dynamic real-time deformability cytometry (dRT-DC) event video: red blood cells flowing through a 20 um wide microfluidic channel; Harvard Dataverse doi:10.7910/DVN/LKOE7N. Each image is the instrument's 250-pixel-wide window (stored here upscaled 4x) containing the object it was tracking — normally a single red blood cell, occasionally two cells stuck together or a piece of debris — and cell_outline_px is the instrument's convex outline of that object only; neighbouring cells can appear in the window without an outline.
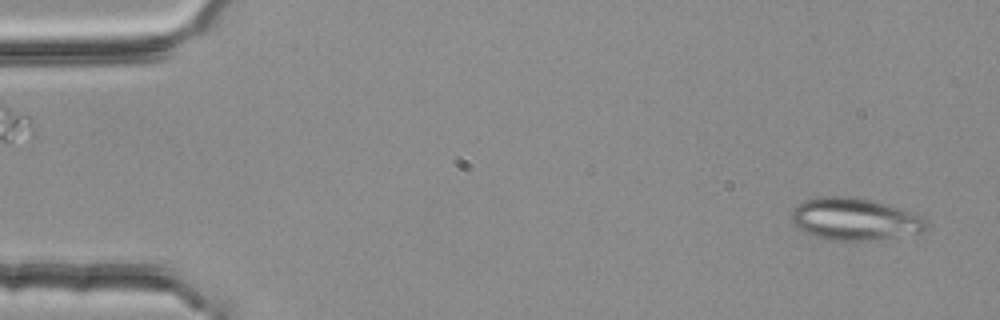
{"species": "common noctule bat (a hibernating species)", "species_latin": "Nyctalus noctula", "temperature_condition": "room temperature", "stored_images_in_passage": 4, "camera_frame_rate_fps": 3000, "um_per_image_px": 0.085, "animal": {"sex": "female", "body_mass_g": 25.1}, "frame": {"image": 1, "passage_image": 4, "time_ms": 1.0, "image_size_px": [1000, 320], "cell_outline_px": [[928, 228], [920, 232], [868, 240], [828, 240], [804, 232], [792, 224], [788, 216], [792, 208], [796, 204], [804, 200], [820, 196], [852, 196], [872, 200], [912, 212], [924, 216], [928, 224]], "centroid_in_image_um": [72.57, 18.6], "position_along_channel_um": 12.4, "area_um2": 33.35}}